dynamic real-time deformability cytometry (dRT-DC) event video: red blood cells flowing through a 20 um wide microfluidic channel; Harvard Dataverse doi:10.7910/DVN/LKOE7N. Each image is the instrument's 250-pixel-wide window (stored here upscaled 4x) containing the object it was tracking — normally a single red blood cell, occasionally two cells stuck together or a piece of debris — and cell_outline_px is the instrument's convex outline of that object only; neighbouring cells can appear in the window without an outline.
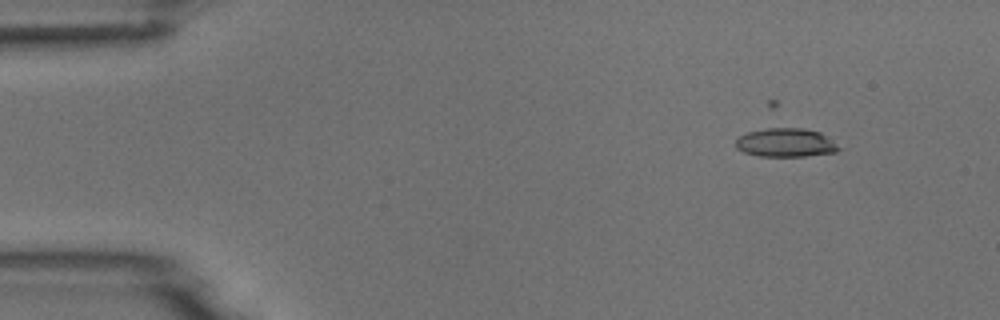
{"species": "common noctule bat (a hibernating species)", "species_latin": "Nyctalus noctula", "temperature_condition": "room temperature", "stored_images_in_passage": 5, "camera_frame_rate_fps": 3000, "um_per_image_px": 0.085, "animal": {"sex": "male", "body_mass_g": 18.8}, "frame": {"image": 1, "passage_image": 2, "time_ms": 2.0, "image_size_px": [1000, 320], "cell_outline_px": [[840, 148], [836, 152], [804, 156], [756, 156], [744, 152], [736, 148], [736, 140], [740, 136], [748, 132], [772, 124], [804, 128], [820, 132]], "centroid_in_image_um": [66.72, 12.07], "position_along_channel_um": 18.3, "area_um2": 17.74}}
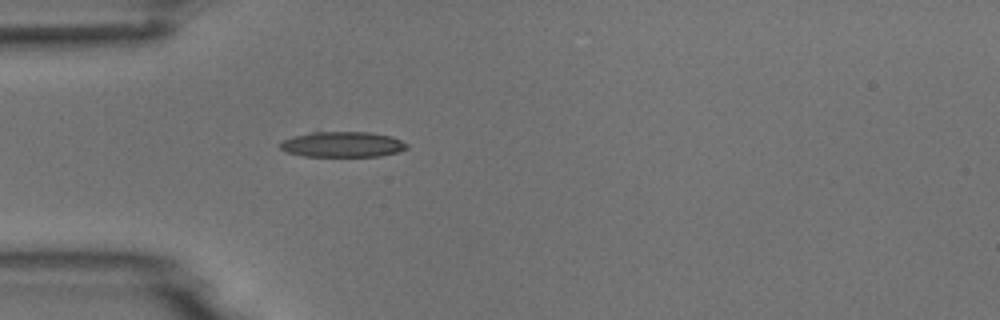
{"frame": {"image": 2, "passage_image": 5, "time_ms": 5.333, "image_size_px": [1000, 320], "cell_outline_px": [[408, 148], [400, 152], [380, 156], [304, 156], [288, 152], [280, 148], [280, 144], [284, 140], [292, 136], [312, 132], [368, 132], [392, 136], [408, 144]], "centroid_in_image_um": [29.15, 12.27], "position_along_channel_um": 55.8, "area_um2": 18.79}}